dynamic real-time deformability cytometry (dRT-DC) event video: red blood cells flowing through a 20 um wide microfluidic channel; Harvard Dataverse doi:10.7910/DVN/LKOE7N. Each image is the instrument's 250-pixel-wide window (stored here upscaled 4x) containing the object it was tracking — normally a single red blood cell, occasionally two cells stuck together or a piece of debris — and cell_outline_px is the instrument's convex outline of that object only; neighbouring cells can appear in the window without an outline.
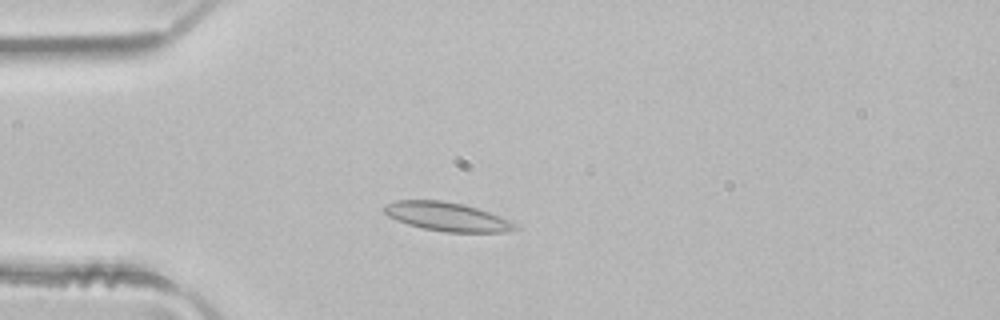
{"species": "common noctule bat (a hibernating species)", "species_latin": "Nyctalus noctula", "temperature_condition": "room temperature", "stored_images_in_passage": 2, "camera_frame_rate_fps": 3000, "um_per_image_px": 0.085, "animal": {"sex": "male", "body_mass_g": 21.5, "forearm_length_mm": 52.0}, "frame": {"image": 1, "passage_image": 2, "time_ms": 0.333, "image_size_px": [1000, 320], "cell_outline_px": [[520, 228], [508, 232], [444, 232], [424, 228], [408, 224], [388, 216], [384, 212], [384, 204], [396, 200], [440, 200], [464, 204], [488, 212], [508, 220], [516, 224]], "centroid_in_image_um": [37.99, 18.42], "position_along_channel_um": 47.0, "area_um2": 21.79}}